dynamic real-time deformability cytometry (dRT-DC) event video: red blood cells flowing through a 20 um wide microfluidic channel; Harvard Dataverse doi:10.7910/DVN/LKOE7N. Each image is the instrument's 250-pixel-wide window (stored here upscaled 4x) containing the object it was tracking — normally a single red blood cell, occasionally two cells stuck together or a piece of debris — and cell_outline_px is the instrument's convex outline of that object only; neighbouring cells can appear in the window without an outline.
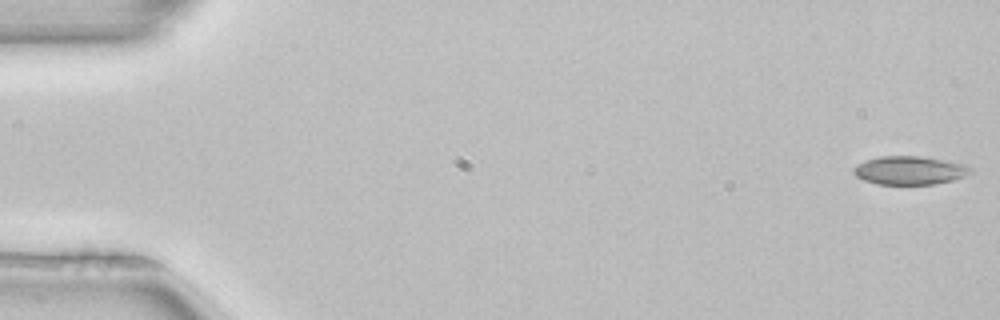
{"species": "common noctule bat (a hibernating species)", "species_latin": "Nyctalus noctula", "temperature_condition": "room temperature", "stored_images_in_passage": 10, "camera_frame_rate_fps": 3000, "um_per_image_px": 0.085, "animal": {"sex": "female", "body_mass_g": 22.7, "forearm_length_mm": 54.2}, "frame": {"image": 1, "passage_image": 1, "time_ms": 0.0, "image_size_px": [1000, 320], "cell_outline_px": [[972, 172], [964, 176], [952, 180], [932, 184], [876, 184], [864, 180], [856, 176], [852, 172], [852, 168], [856, 164], [864, 160], [880, 156], [920, 156], [944, 160], [964, 164], [972, 168]], "centroid_in_image_um": [77.27, 14.47], "position_along_channel_um": 7.7, "area_um2": 19.42}}